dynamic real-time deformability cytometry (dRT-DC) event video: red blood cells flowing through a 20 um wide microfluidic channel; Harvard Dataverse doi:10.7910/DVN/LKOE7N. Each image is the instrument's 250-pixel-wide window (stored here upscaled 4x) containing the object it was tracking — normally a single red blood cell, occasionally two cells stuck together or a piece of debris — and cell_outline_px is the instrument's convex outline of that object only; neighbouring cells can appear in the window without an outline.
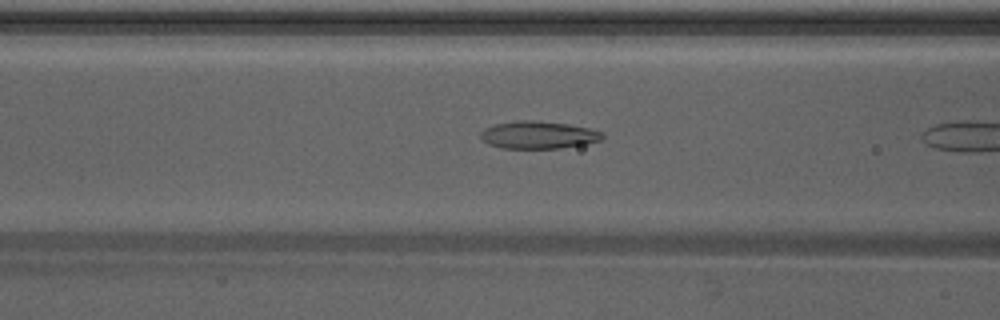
{"species": "Egyptian fruit bat (a non-hibernating species)", "species_latin": "Rousettus aegyptiacus", "temperature_condition": "warm", "stored_images_in_passage": 5, "camera_frame_rate_fps": 3000, "um_per_image_px": 0.085, "animal": {"sex": "male"}, "frame": {"image": 1, "passage_image": 4, "time_ms": 1.0, "image_size_px": [1000, 320], "cell_outline_px": [[604, 136], [600, 140], [584, 144], [560, 148], [500, 148], [488, 144], [480, 136], [480, 132], [484, 128], [492, 124], [516, 120], [536, 120], [568, 124], [588, 128], [604, 132]], "centroid_in_image_um": [45.72, 11.46], "position_along_channel_um": 120.9, "area_um2": 19.65}}